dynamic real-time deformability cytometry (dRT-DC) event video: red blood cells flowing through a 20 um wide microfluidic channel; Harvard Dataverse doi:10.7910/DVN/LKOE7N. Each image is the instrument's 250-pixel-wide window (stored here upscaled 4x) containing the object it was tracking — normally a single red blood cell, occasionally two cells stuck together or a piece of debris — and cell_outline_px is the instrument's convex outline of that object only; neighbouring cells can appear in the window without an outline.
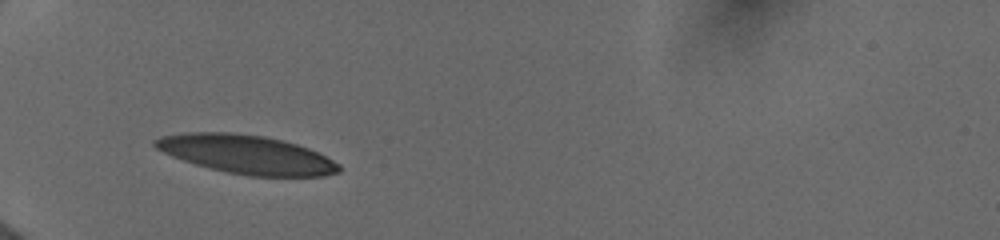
{"species": "human", "species_latin": "Homo sapiens", "temperature_condition": "cold", "stored_images_in_passage": 48, "camera_frame_rate_fps": 3000, "um_per_image_px": 0.085, "donor": {"sex": "female"}, "frame": {"image": 1, "passage_image": 1, "time_ms": 0.0, "image_size_px": [1000, 240], "cell_outline_px": [[340, 172], [324, 176], [248, 176], [228, 172], [196, 164], [172, 156], [156, 148], [152, 144], [152, 140], [160, 136], [184, 132], [232, 132], [264, 136], [284, 140], [308, 148], [340, 164]], "centroid_in_image_um": [20.94, 13.11], "position_along_channel_um": 64.1, "area_um2": 41.33}}
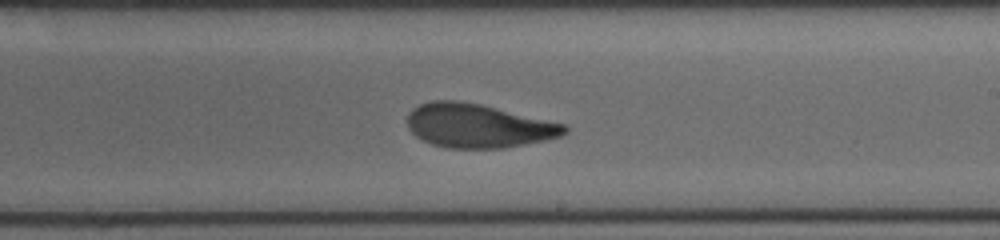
{"frame": {"image": 2, "passage_image": 23, "time_ms": 5.0, "image_size_px": [1000, 240], "cell_outline_px": [[568, 132], [560, 136], [544, 140], [504, 148], [444, 148], [432, 144], [416, 136], [408, 128], [408, 112], [412, 108], [420, 104], [432, 100], [460, 100], [480, 104], [564, 124], [568, 128]], "centroid_in_image_um": [40.6, 10.69], "position_along_channel_um": 248.4, "area_um2": 40.0}}
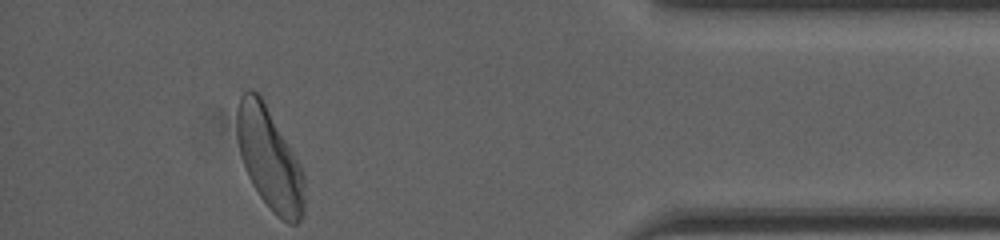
{"frame": {"image": 3, "passage_image": 48, "time_ms": 10.0, "image_size_px": [1000, 240], "cell_outline_px": [[304, 216], [296, 224], [288, 224], [276, 216], [272, 212], [260, 196], [252, 184], [248, 176], [240, 152], [236, 136], [236, 112], [240, 96], [244, 92], [256, 92], [260, 96], [296, 156], [300, 164], [304, 180]], "centroid_in_image_um": [22.91, 13.56], "position_along_channel_um": 412.3, "area_um2": 39.65}, "authors_computed_cell_mechanics": {"area_um2": 40.6623, "velocity_mm_per_s": 3.9589, "shape_relaxation_time_tau1_ms": 4.4954, "shape_relaxation_time_tau2_ms": 1.1841, "deformation_change_tau1": 0.1903, "deformation_change_tau2": 0.0789}}